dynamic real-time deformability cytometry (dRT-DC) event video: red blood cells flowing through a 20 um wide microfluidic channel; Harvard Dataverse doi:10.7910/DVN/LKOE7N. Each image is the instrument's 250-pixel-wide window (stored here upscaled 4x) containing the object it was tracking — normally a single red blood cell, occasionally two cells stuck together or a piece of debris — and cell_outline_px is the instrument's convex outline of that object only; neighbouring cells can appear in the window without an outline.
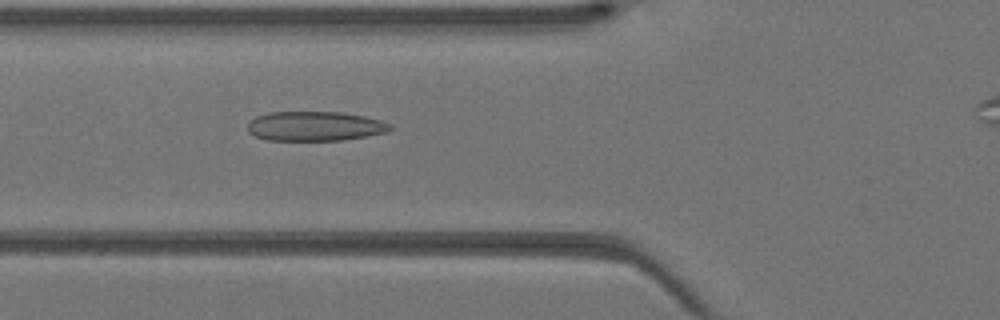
{"species": "Egyptian fruit bat (a non-hibernating species)", "species_latin": "Rousettus aegyptiacus", "temperature_condition": "warm", "stored_images_in_passage": 31, "camera_frame_rate_fps": 3000, "um_per_image_px": 0.085, "animal": {"sex": "female"}, "frame": {"image": 1, "passage_image": 8, "time_ms": 2.333, "image_size_px": [1000, 320], "cell_outline_px": [[392, 128], [388, 132], [344, 140], [268, 140], [256, 136], [248, 132], [248, 120], [256, 116], [268, 112], [340, 112], [364, 116], [380, 120], [392, 124]], "centroid_in_image_um": [26.76, 10.72], "position_along_channel_um": 99.0, "area_um2": 24.62}}
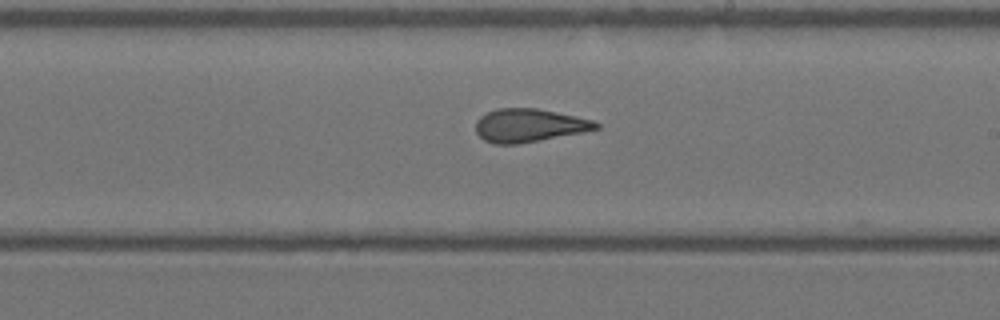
{"frame": {"image": 2, "passage_image": 17, "time_ms": 5.333, "image_size_px": [1000, 320], "cell_outline_px": [[600, 128], [520, 144], [496, 144], [484, 140], [476, 132], [476, 120], [480, 116], [496, 108], [536, 108], [592, 120], [600, 124]], "centroid_in_image_um": [44.92, 10.66], "position_along_channel_um": 244.1, "area_um2": 23.0}}
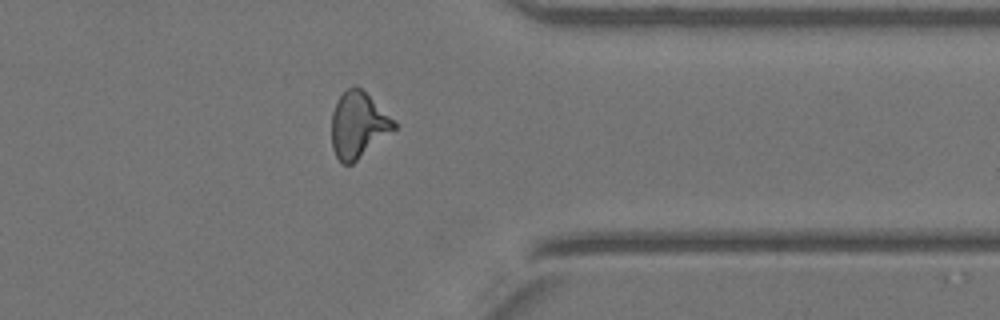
{"frame": {"image": 3, "passage_image": 26, "time_ms": 8.333, "image_size_px": [1000, 320], "cell_outline_px": [[396, 128], [352, 164], [344, 164], [336, 156], [332, 148], [332, 112], [336, 100], [352, 84], [356, 84], [396, 120]], "centroid_in_image_um": [30.44, 10.59], "position_along_channel_um": 381.0, "area_um2": 23.93}}